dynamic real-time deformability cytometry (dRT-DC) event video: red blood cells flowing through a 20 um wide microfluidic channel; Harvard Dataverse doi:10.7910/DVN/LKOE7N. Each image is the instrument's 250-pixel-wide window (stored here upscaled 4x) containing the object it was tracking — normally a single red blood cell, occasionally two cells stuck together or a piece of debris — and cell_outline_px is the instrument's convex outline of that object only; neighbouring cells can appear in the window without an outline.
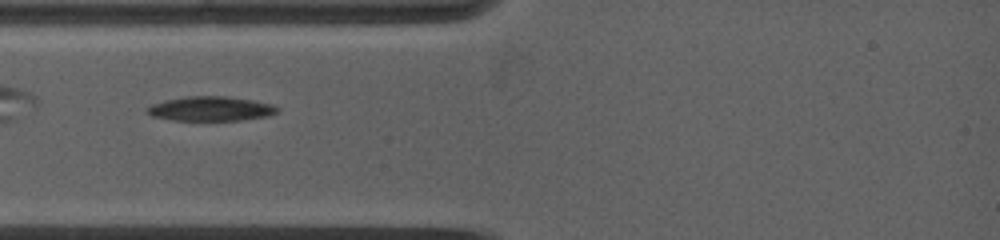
{"species": "common noctule bat (a hibernating species)", "species_latin": "Nyctalus noctula", "temperature_condition": "warm", "stored_images_in_passage": 18, "camera_frame_rate_fps": 5000, "um_per_image_px": 0.085, "animal": {"sex": "female", "body_mass_g": 19.0, "forearm_length_mm": 53.3}, "frame": {"image": 1, "passage_image": 3, "time_ms": 1.2, "image_size_px": [1000, 240], "cell_outline_px": [[280, 108], [276, 112], [268, 116], [240, 120], [172, 120], [152, 116], [144, 112], [144, 108], [152, 104], [164, 100], [188, 96], [228, 96], [252, 100], [272, 104]], "centroid_in_image_um": [17.86, 9.24], "position_along_channel_um": 67.1, "area_um2": 18.67}}
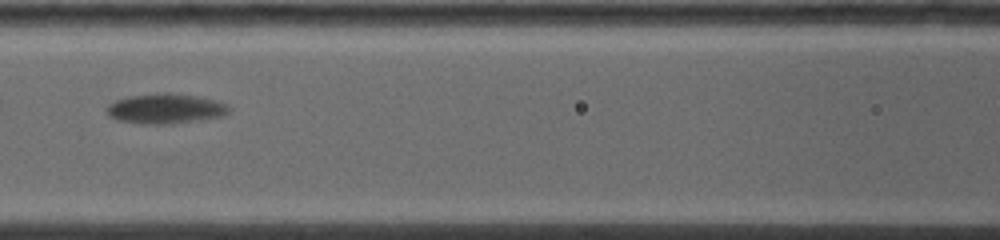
{"frame": {"image": 2, "passage_image": 8, "time_ms": 3.6, "image_size_px": [1000, 240], "cell_outline_px": [[232, 112], [224, 116], [200, 120], [168, 124], [140, 124], [116, 120], [108, 116], [104, 108], [108, 104], [116, 100], [128, 96], [156, 92], [168, 92], [200, 96], [216, 100], [228, 104], [232, 108]], "centroid_in_image_um": [14.08, 9.23], "position_along_channel_um": 152.5, "area_um2": 22.14}}
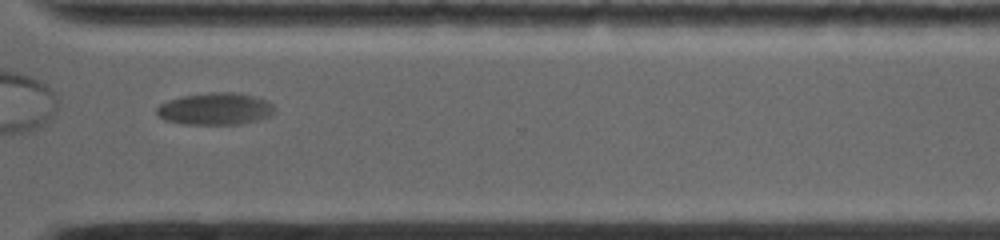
{"frame": {"image": 3, "passage_image": 17, "time_ms": 9.2, "image_size_px": [1000, 240], "cell_outline_px": [[276, 112], [268, 116], [256, 120], [240, 124], [184, 124], [164, 120], [156, 112], [156, 108], [160, 104], [168, 100], [184, 96], [212, 92], [232, 92], [256, 96], [268, 100], [276, 108]], "centroid_in_image_um": [18.33, 9.25], "position_along_channel_um": 352.3, "area_um2": 22.02}}